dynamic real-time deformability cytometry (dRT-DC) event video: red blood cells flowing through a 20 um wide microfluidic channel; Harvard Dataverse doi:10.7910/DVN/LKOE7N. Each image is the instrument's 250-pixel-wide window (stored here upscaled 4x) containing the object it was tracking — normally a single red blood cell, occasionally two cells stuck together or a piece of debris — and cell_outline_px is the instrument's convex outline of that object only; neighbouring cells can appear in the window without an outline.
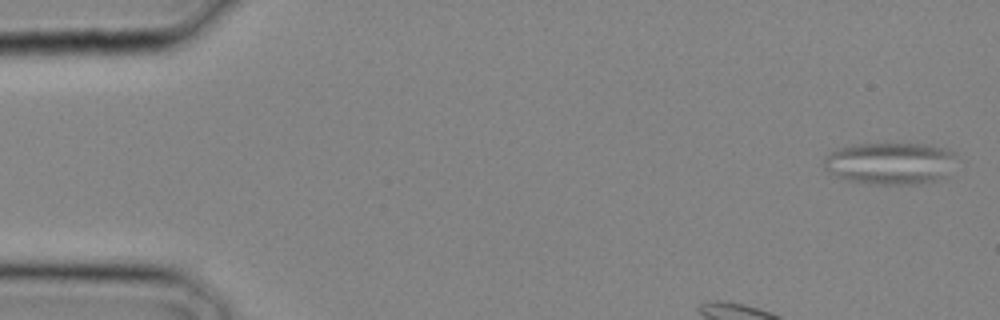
{"species": "common noctule bat (a hibernating species)", "species_latin": "Nyctalus noctula", "temperature_condition": "cold", "stored_images_in_passage": 28, "segment_of_instrument_passage": [1, 2], "camera_frame_rate_fps": 3000, "um_per_image_px": 0.085, "animal": {"sex": "male", "body_mass_g": 20.4}, "frame": {"image": 1, "passage_image": 1, "time_ms": 0.0, "image_size_px": [1000, 320], "cell_outline_px": [[956, 156], [948, 176], [940, 180], [920, 184], [868, 184], [844, 180], [836, 176], [824, 168], [824, 156], [828, 152], [836, 148], [852, 144], [924, 144], [944, 148], [956, 152]], "centroid_in_image_um": [75.65, 13.89], "position_along_channel_um": 9.3, "area_um2": 33.06}}
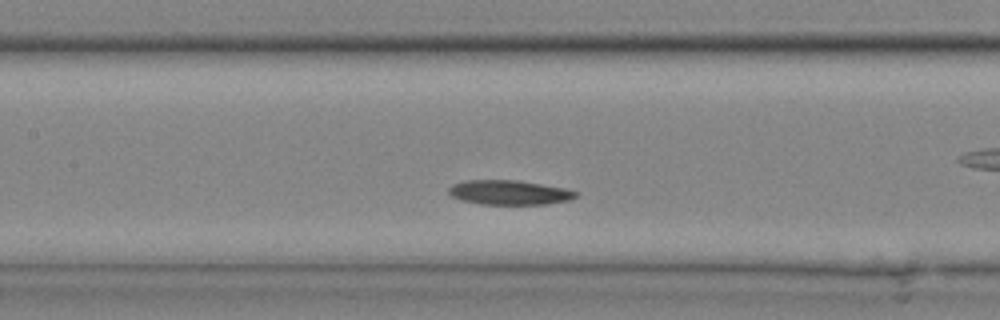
{"frame": {"image": 2, "passage_image": 12, "time_ms": 3.667, "image_size_px": [1000, 320], "cell_outline_px": [[576, 196], [568, 200], [544, 204], [480, 204], [464, 200], [452, 196], [448, 192], [448, 188], [452, 184], [464, 180], [516, 180], [564, 188], [576, 192]], "centroid_in_image_um": [43.23, 16.35], "position_along_channel_um": 164.2, "area_um2": 17.86}}
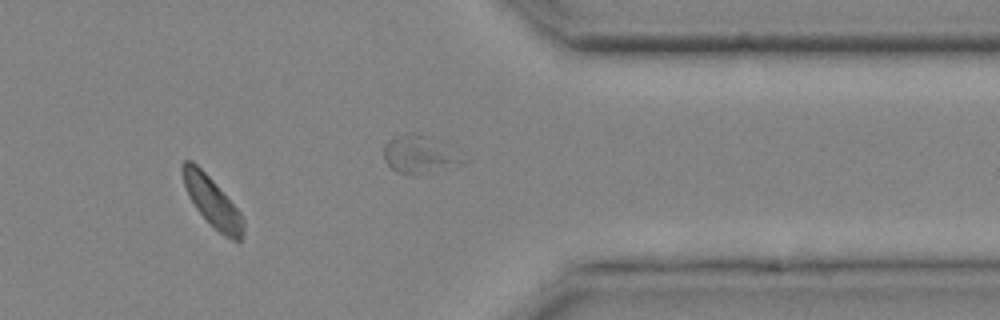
{"frame": {"image": 3, "passage_image": 24, "time_ms": 7.667, "image_size_px": [1000, 320], "cell_outline_px": [[244, 232], [240, 240], [232, 240], [224, 236], [196, 208], [188, 196], [180, 172], [180, 164], [184, 160], [192, 160], [212, 180], [240, 212], [244, 220]], "centroid_in_image_um": [18.0, 17.11], "position_along_channel_um": 393.4, "area_um2": 17.28}}